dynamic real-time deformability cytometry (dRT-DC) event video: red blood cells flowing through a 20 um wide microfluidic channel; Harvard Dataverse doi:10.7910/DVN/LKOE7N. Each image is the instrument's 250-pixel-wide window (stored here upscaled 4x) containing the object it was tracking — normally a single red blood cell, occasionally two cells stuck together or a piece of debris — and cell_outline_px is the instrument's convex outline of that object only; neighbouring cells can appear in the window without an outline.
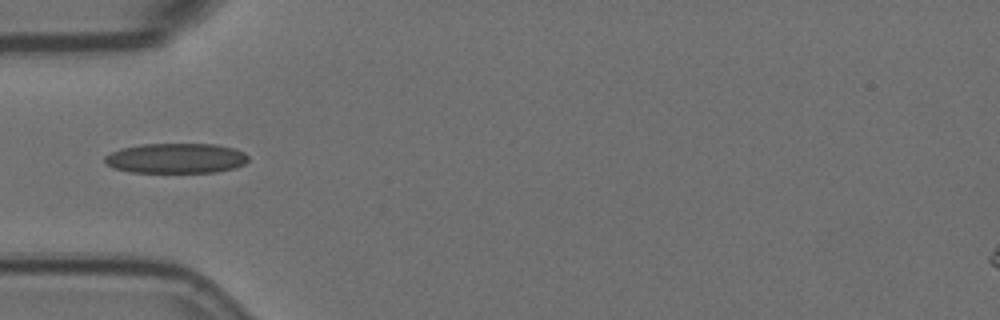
{"species": "Egyptian fruit bat (a non-hibernating species)", "species_latin": "Rousettus aegyptiacus", "temperature_condition": "room temperature", "stored_images_in_passage": 8, "camera_frame_rate_fps": 3000, "um_per_image_px": 0.085, "animal": {"sex": "female"}, "frame": {"image": 1, "passage_image": 4, "time_ms": 1.0, "image_size_px": [1000, 320], "cell_outline_px": [[248, 160], [244, 164], [236, 168], [216, 172], [128, 172], [116, 168], [108, 164], [104, 160], [104, 156], [120, 148], [140, 144], [216, 144], [236, 148], [244, 152], [248, 156]], "centroid_in_image_um": [15.0, 13.44], "position_along_channel_um": 70.0, "area_um2": 25.26}}
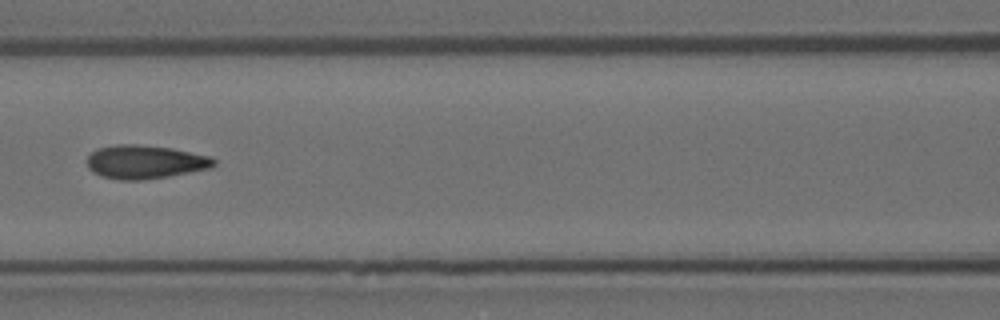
{"frame": {"image": 2, "passage_image": 6, "time_ms": 1.667, "image_size_px": [1000, 320], "cell_outline_px": [[216, 164], [212, 168], [168, 176], [144, 180], [120, 180], [100, 176], [92, 172], [88, 168], [88, 156], [96, 148], [116, 144], [136, 144], [172, 148], [212, 156], [216, 160]], "centroid_in_image_um": [12.34, 13.76], "position_along_channel_um": 154.3, "area_um2": 25.09}}
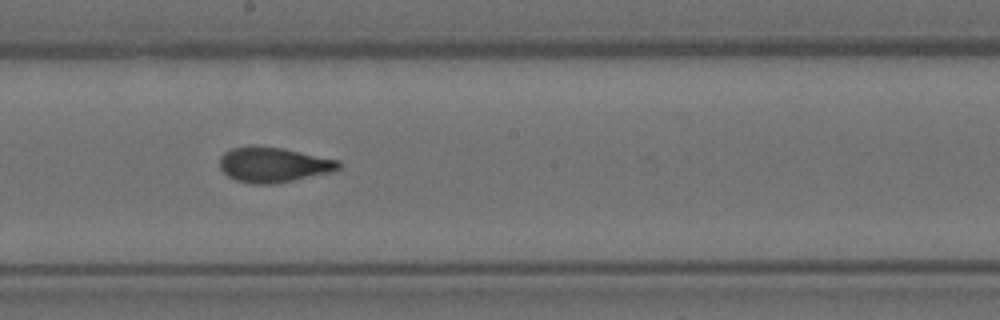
{"frame": {"image": 3, "passage_image": 8, "time_ms": 2.333, "image_size_px": [1000, 320], "cell_outline_px": [[340, 168], [332, 172], [272, 184], [252, 184], [236, 180], [228, 176], [220, 168], [220, 156], [224, 152], [232, 148], [248, 144], [256, 144], [280, 148], [340, 160]], "centroid_in_image_um": [23.2, 13.98], "position_along_channel_um": 225.0, "area_um2": 24.45}}